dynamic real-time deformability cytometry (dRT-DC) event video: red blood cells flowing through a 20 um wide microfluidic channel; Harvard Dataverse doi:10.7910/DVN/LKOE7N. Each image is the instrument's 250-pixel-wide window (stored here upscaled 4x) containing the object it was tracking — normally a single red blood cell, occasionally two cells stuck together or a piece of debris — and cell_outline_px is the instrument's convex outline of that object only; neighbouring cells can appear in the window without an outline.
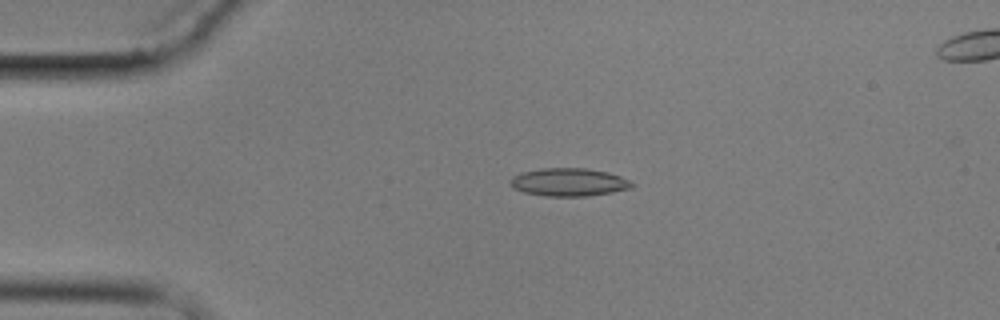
{"species": "common noctule bat (a hibernating species)", "species_latin": "Nyctalus noctula", "temperature_condition": "cold", "stored_images_in_passage": 5, "camera_frame_rate_fps": 3000, "um_per_image_px": 0.085, "animal": {"sex": "male", "body_mass_g": 17.9}, "frame": {"image": 1, "passage_image": 3, "time_ms": 2.333, "image_size_px": [1000, 320], "cell_outline_px": [[636, 184], [632, 188], [612, 192], [588, 196], [544, 196], [524, 192], [512, 188], [512, 176], [520, 172], [540, 168], [588, 168], [608, 172], [620, 176]], "centroid_in_image_um": [48.37, 15.48], "position_along_channel_um": 36.6, "area_um2": 19.94}}